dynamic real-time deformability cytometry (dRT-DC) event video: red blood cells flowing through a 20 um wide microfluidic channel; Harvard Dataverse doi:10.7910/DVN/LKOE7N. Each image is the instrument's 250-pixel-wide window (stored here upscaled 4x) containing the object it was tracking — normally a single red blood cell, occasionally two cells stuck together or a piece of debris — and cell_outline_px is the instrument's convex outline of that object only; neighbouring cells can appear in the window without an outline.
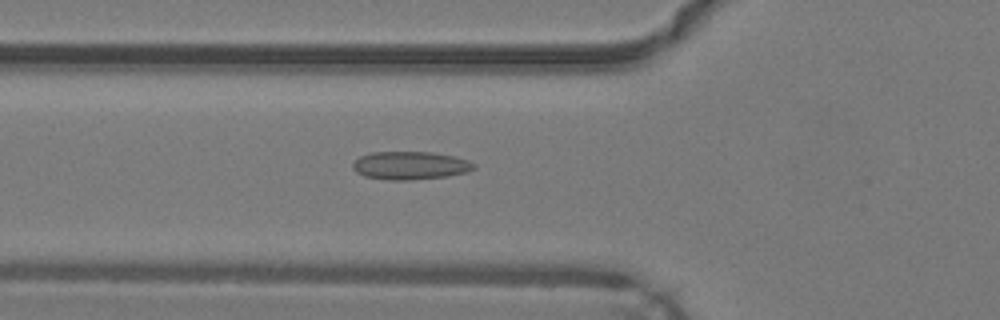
{"species": "common noctule bat (a hibernating species)", "species_latin": "Nyctalus noctula", "temperature_condition": "warm", "stored_images_in_passage": 48, "camera_frame_rate_fps": 3000, "um_per_image_px": 0.085, "animal": {"sex": "male", "body_mass_g": 19.2, "forearm_length_mm": 51.8}, "frame": {"image": 1, "passage_image": 17, "time_ms": 5.333, "image_size_px": [1000, 320], "cell_outline_px": [[476, 168], [468, 172], [448, 176], [408, 180], [388, 180], [364, 176], [356, 172], [352, 168], [352, 164], [360, 156], [372, 152], [432, 152], [456, 156], [468, 160], [476, 164]], "centroid_in_image_um": [34.9, 14.06], "position_along_channel_um": 90.9, "area_um2": 20.0}}
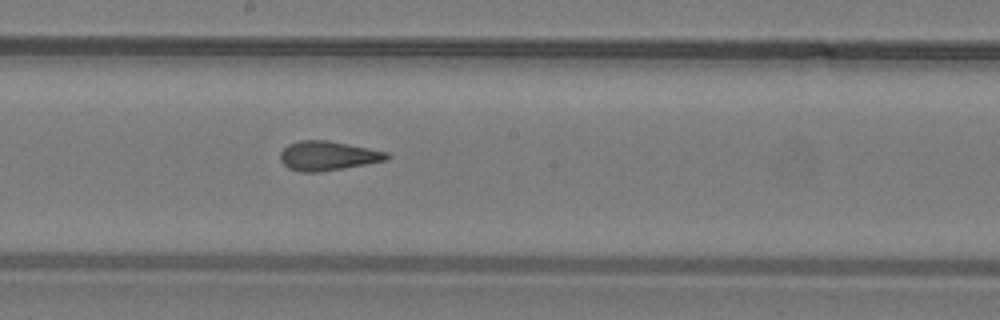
{"frame": {"image": 2, "passage_image": 26, "time_ms": 8.333, "image_size_px": [1000, 320], "cell_outline_px": [[392, 156], [388, 160], [320, 172], [300, 172], [288, 168], [280, 160], [280, 152], [288, 144], [300, 140], [328, 140], [388, 152]], "centroid_in_image_um": [27.86, 13.24], "position_along_channel_um": 220.3, "area_um2": 18.26}}
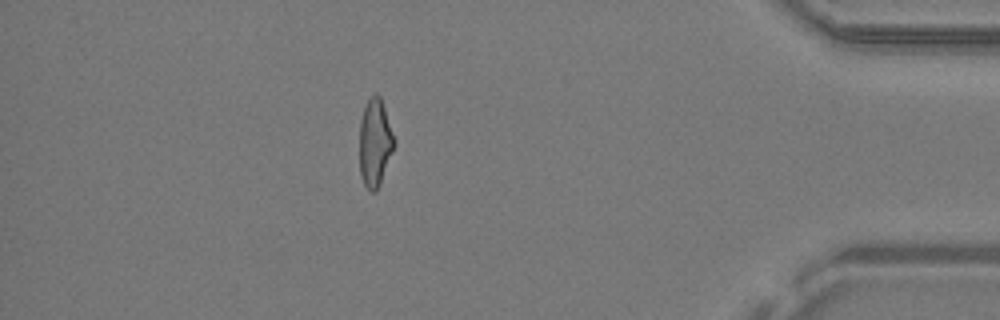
{"frame": {"image": 3, "passage_image": 42, "time_ms": 13.667, "image_size_px": [1000, 320], "cell_outline_px": [[396, 144], [380, 184], [376, 192], [372, 192], [364, 184], [360, 176], [360, 120], [364, 108], [368, 100], [376, 92], [380, 96], [396, 140]], "centroid_in_image_um": [31.89, 12.14], "position_along_channel_um": 403.3, "area_um2": 17.8}, "authors_computed_cell_mechanics": {"area_um2": 18.6116, "velocity_mm_per_s": 4.2886, "shape_relaxation_time_tau1_ms": null, "shape_relaxation_time_tau2_ms": 1.3666, "deformation_change_tau1": null, "deformation_change_tau2": 0.0936}}